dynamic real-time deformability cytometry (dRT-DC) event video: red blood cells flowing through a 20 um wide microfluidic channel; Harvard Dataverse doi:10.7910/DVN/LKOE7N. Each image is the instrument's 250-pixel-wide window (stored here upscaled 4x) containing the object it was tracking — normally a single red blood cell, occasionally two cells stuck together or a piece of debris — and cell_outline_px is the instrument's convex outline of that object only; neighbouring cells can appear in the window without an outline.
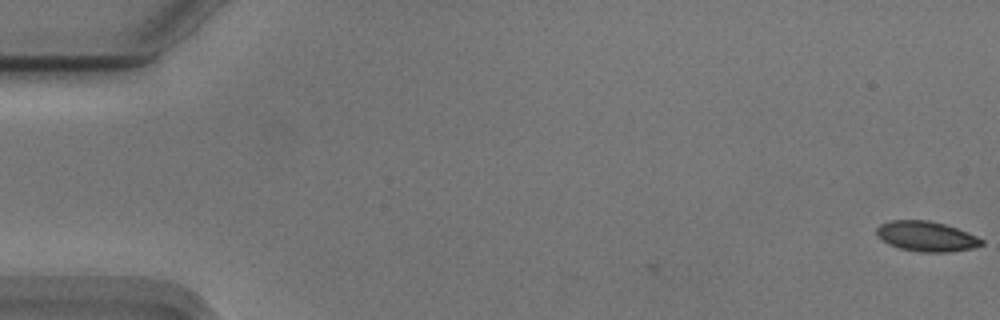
{"species": "Egyptian fruit bat (a non-hibernating species)", "species_latin": "Rousettus aegyptiacus", "temperature_condition": "cold", "stored_images_in_passage": 3, "camera_frame_rate_fps": 3000, "um_per_image_px": 0.085, "animal": {"sex": "male"}, "frame": {"image": 1, "passage_image": 3, "time_ms": 0.667, "image_size_px": [1000, 320], "cell_outline_px": [[984, 244], [972, 248], [948, 252], [920, 252], [900, 248], [888, 244], [880, 240], [876, 236], [876, 228], [880, 224], [892, 220], [928, 220], [944, 224], [968, 232], [984, 240]], "centroid_in_image_um": [78.71, 20.09], "position_along_channel_um": 6.3, "area_um2": 18.5}}